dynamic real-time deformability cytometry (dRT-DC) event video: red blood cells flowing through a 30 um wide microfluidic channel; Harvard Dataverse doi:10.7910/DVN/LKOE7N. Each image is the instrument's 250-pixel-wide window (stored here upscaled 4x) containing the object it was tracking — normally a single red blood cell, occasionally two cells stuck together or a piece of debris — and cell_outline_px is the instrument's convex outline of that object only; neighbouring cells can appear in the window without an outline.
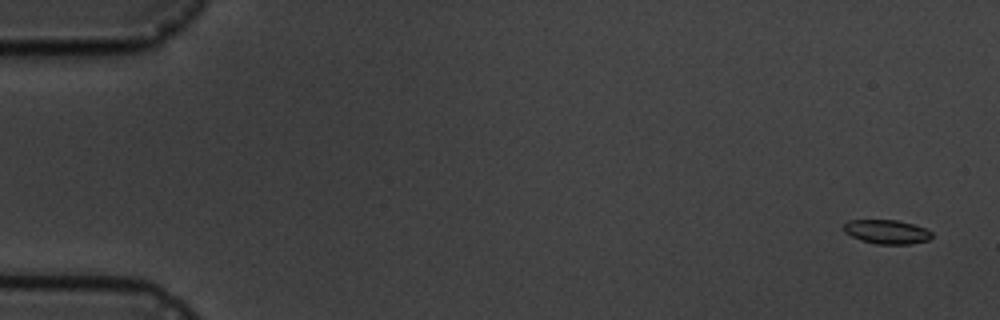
{"species": "common noctule bat (a hibernating species)", "species_latin": "Nyctalus noctula", "temperature_condition": "cold", "stored_images_in_passage": 6, "segment_of_instrument_passage": [1, 2], "camera_frame_rate_fps": 3000, "um_per_image_px": 0.085, "animal": {"sex": "male", "body_mass_g": 19.5, "forearm_length_mm": 54.6}, "frame": {"image": 1, "passage_image": 1, "time_ms": 0.0, "image_size_px": [1000, 320], "cell_outline_px": [[932, 236], [928, 240], [908, 244], [876, 244], [860, 240], [844, 232], [844, 224], [848, 220], [896, 220], [912, 224], [924, 228], [932, 232]], "centroid_in_image_um": [75.35, 19.7], "position_along_channel_um": 9.6, "area_um2": 12.25}}
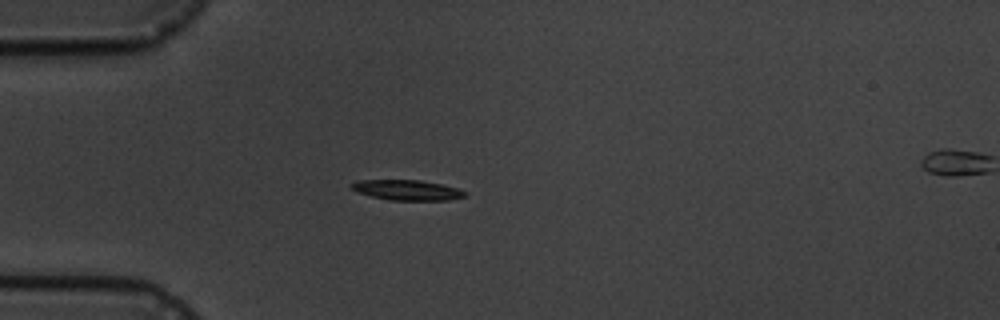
{"frame": {"image": 2, "passage_image": 5, "time_ms": 4.667, "image_size_px": [1000, 320], "cell_outline_px": [[468, 196], [448, 200], [388, 200], [356, 192], [352, 188], [352, 184], [356, 180], [420, 180], [440, 184], [456, 188], [468, 192]], "centroid_in_image_um": [34.63, 16.16], "position_along_channel_um": 50.4, "area_um2": 13.35}}